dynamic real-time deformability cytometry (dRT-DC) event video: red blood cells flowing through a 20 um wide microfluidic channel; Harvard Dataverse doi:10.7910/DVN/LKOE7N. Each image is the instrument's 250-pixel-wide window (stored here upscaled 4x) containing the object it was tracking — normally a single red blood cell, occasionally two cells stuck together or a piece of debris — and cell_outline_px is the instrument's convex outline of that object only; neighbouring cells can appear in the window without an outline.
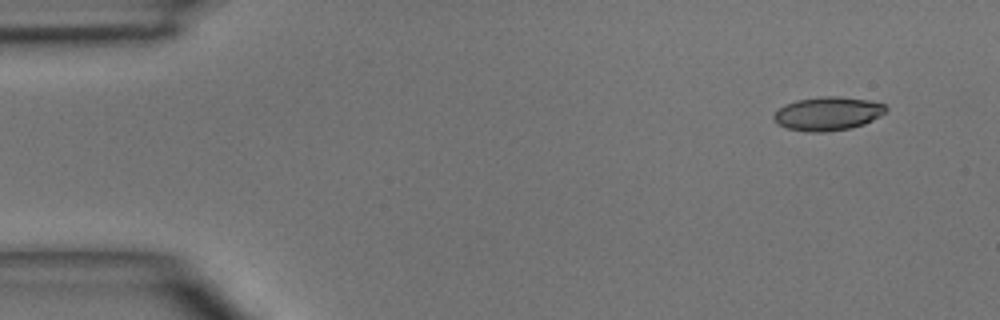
{"species": "common noctule bat (a hibernating species)", "species_latin": "Nyctalus noctula", "temperature_condition": "room temperature", "stored_images_in_passage": 4, "camera_frame_rate_fps": 3000, "um_per_image_px": 0.085, "animal": {"sex": "male", "body_mass_g": 15.6}, "frame": {"image": 1, "passage_image": 1, "time_ms": 0.0, "image_size_px": [1000, 320], "cell_outline_px": [[888, 108], [884, 112], [872, 120], [864, 124], [848, 128], [824, 132], [808, 132], [788, 128], [776, 124], [772, 116], [784, 104], [796, 100], [824, 96], [840, 96], [868, 100], [884, 104]], "centroid_in_image_um": [70.33, 9.65], "position_along_channel_um": 14.7, "area_um2": 21.85}}
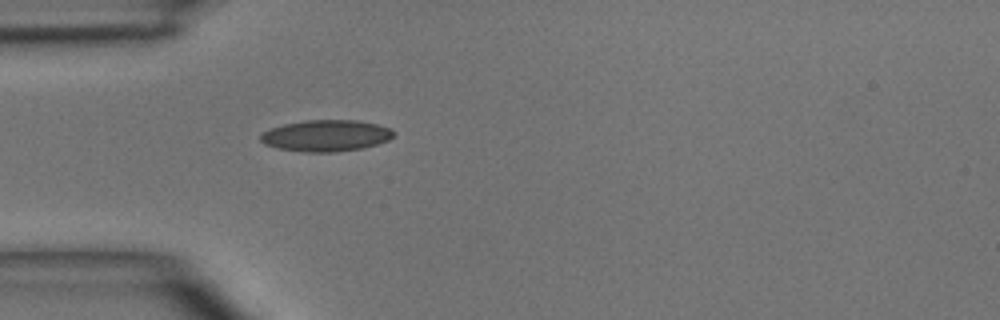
{"frame": {"image": 2, "passage_image": 4, "time_ms": 3.333, "image_size_px": [1000, 320], "cell_outline_px": [[396, 132], [388, 140], [364, 148], [336, 152], [304, 152], [276, 148], [264, 144], [260, 140], [260, 136], [264, 132], [272, 128], [284, 124], [304, 120], [356, 120], [376, 124], [392, 128]], "centroid_in_image_um": [27.73, 11.53], "position_along_channel_um": 57.3, "area_um2": 24.45}}